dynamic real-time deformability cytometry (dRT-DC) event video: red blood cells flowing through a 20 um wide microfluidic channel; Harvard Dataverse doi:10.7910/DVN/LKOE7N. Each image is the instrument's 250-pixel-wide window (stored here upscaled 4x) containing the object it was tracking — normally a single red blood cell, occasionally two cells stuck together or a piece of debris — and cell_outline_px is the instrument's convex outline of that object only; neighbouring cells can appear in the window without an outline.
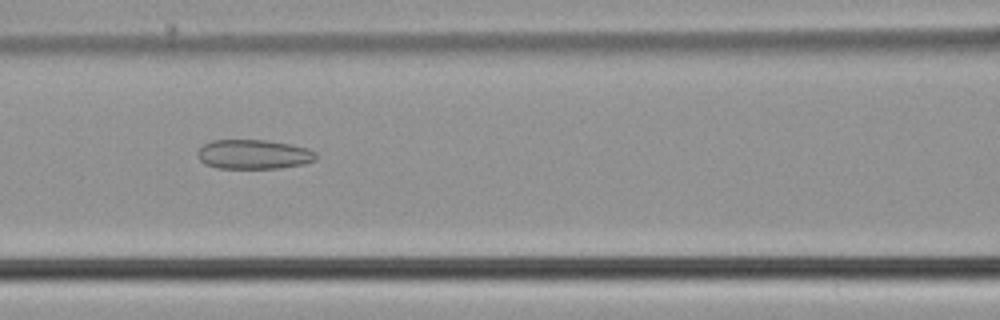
{"species": "common noctule bat (a hibernating species)", "species_latin": "Nyctalus noctula", "temperature_condition": "cold", "stored_images_in_passage": 37, "camera_frame_rate_fps": 3000, "um_per_image_px": 0.085, "animal": {"sex": "male", "body_mass_g": 21.5, "forearm_length_mm": 52.0}, "frame": {"image": 1, "passage_image": 11, "time_ms": 3.333, "image_size_px": [1000, 320], "cell_outline_px": [[316, 160], [304, 164], [280, 168], [216, 168], [204, 164], [196, 156], [196, 152], [204, 144], [212, 140], [264, 140], [292, 144], [308, 148], [316, 152]], "centroid_in_image_um": [21.55, 13.12], "position_along_channel_um": 145.0, "area_um2": 20.52}}
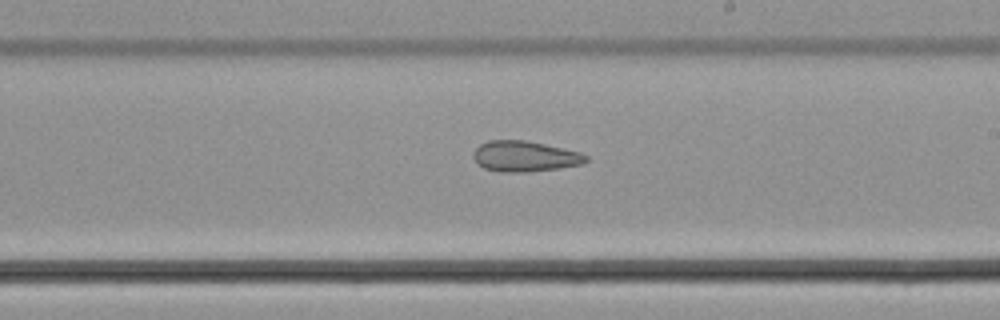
{"frame": {"image": 2, "passage_image": 19, "time_ms": 6.0, "image_size_px": [1000, 320], "cell_outline_px": [[588, 160], [584, 164], [560, 168], [528, 172], [500, 172], [484, 168], [476, 164], [472, 156], [476, 148], [480, 144], [488, 140], [524, 140], [544, 144], [580, 152], [588, 156]], "centroid_in_image_um": [44.59, 13.3], "position_along_channel_um": 244.4, "area_um2": 20.29}}
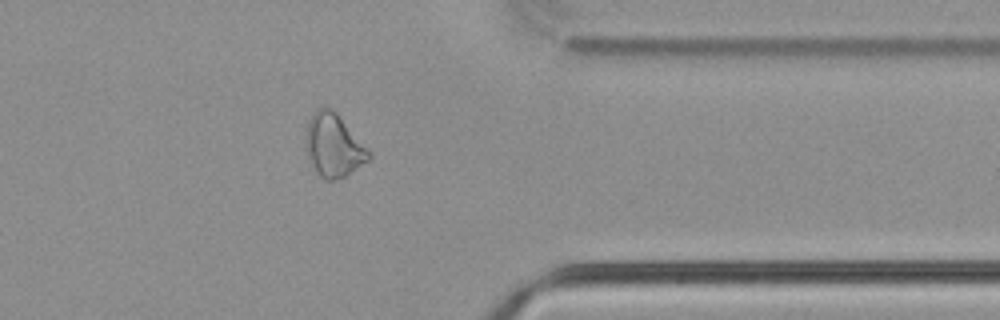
{"frame": {"image": 3, "passage_image": 31, "time_ms": 10.0, "image_size_px": [1000, 320], "cell_outline_px": [[372, 156], [368, 160], [344, 176], [332, 180], [328, 180], [320, 176], [316, 172], [304, 148], [304, 136], [308, 120], [316, 108], [332, 108], [336, 112], [372, 152]], "centroid_in_image_um": [28.33, 12.33], "position_along_channel_um": 383.1, "area_um2": 23.24}}